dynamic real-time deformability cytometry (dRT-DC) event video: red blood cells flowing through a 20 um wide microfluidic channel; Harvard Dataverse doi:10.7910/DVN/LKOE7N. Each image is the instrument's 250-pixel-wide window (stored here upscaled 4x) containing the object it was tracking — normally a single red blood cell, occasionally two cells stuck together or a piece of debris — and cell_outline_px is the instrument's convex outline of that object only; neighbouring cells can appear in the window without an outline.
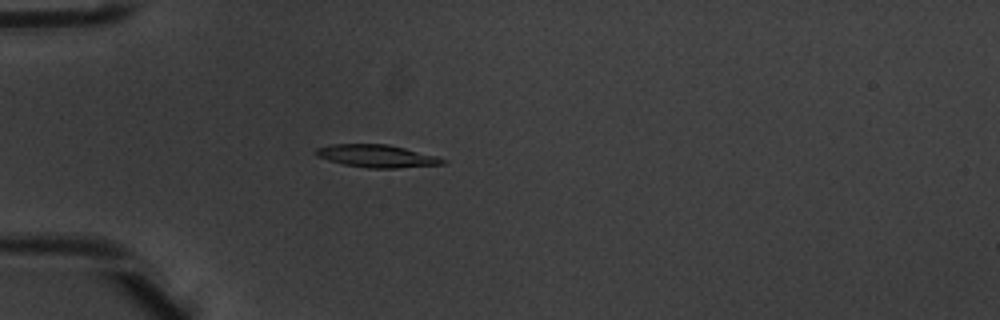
{"species": "common noctule bat (a hibernating species)", "species_latin": "Nyctalus noctula", "temperature_condition": "warm", "stored_images_in_passage": 3, "camera_frame_rate_fps": 3000, "um_per_image_px": 0.085, "animal": {"sex": "male", "body_mass_g": 20.1, "forearm_length_mm": 53.5}, "frame": {"image": 1, "passage_image": 3, "time_ms": 0.667, "image_size_px": [1000, 320], "cell_outline_px": [[444, 164], [396, 168], [368, 168], [344, 164], [328, 160], [316, 156], [316, 148], [332, 144], [388, 144], [436, 156], [444, 160]], "centroid_in_image_um": [31.99, 13.26], "position_along_channel_um": 53.0, "area_um2": 16.47}}